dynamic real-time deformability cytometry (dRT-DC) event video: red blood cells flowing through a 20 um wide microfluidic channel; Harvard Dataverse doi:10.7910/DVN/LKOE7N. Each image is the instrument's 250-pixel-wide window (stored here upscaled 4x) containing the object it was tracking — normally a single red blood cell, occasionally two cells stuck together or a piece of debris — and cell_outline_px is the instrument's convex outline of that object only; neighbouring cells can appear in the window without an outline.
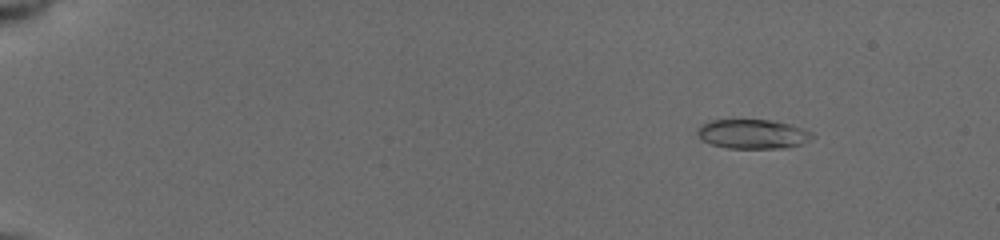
{"species": "common noctule bat (a hibernating species)", "species_latin": "Nyctalus noctula", "temperature_condition": "cold", "stored_images_in_passage": 58, "camera_frame_rate_fps": 3000, "um_per_image_px": 0.085, "animal": {"sex": "female", "body_mass_g": 19.5, "forearm_length_mm": 54.1}, "frame": {"image": 1, "passage_image": 5, "time_ms": 1.0, "image_size_px": [1000, 240], "cell_outline_px": [[816, 136], [800, 144], [788, 148], [728, 148], [712, 144], [704, 140], [696, 132], [696, 128], [700, 124], [708, 120], [768, 120], [788, 124], [812, 132]], "centroid_in_image_um": [63.96, 11.39], "position_along_channel_um": 21.0, "area_um2": 19.54}}
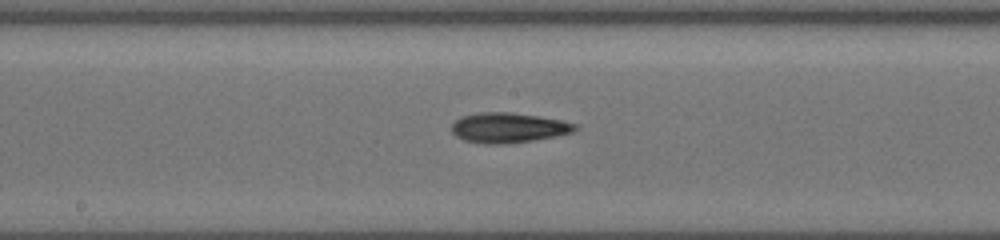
{"frame": {"image": 2, "passage_image": 26, "time_ms": 9.0, "image_size_px": [1000, 240], "cell_outline_px": [[576, 128], [572, 132], [556, 136], [532, 140], [504, 144], [484, 144], [464, 140], [456, 136], [452, 132], [452, 124], [460, 116], [480, 112], [512, 112], [560, 120], [576, 124]], "centroid_in_image_um": [43.16, 10.85], "position_along_channel_um": 205.0, "area_um2": 21.44}}
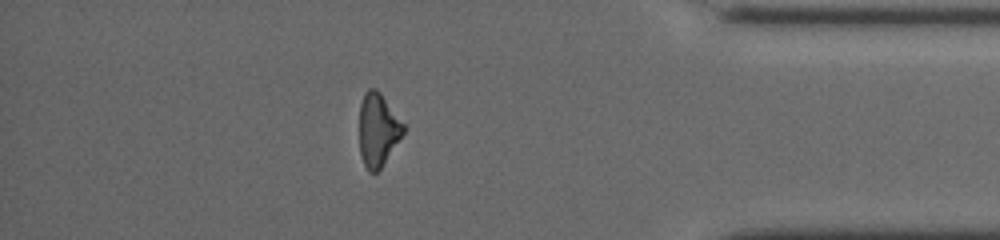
{"frame": {"image": 3, "passage_image": 48, "time_ms": 14.667, "image_size_px": [1000, 240], "cell_outline_px": [[404, 132], [380, 168], [376, 172], [368, 172], [364, 164], [360, 152], [360, 104], [364, 92], [368, 88], [376, 88], [380, 92], [404, 124]], "centroid_in_image_um": [32.11, 11.0], "position_along_channel_um": 403.1, "area_um2": 18.44}, "authors_computed_cell_mechanics": {"area_um2": 19.9988, "velocity_mm_per_s": 3.9537, "shape_relaxation_time_tau1_ms": 3.4633, "shape_relaxation_time_tau2_ms": 6.9833, "deformation_change_tau1": 0.1461, "deformation_change_tau2": 0.2096}}